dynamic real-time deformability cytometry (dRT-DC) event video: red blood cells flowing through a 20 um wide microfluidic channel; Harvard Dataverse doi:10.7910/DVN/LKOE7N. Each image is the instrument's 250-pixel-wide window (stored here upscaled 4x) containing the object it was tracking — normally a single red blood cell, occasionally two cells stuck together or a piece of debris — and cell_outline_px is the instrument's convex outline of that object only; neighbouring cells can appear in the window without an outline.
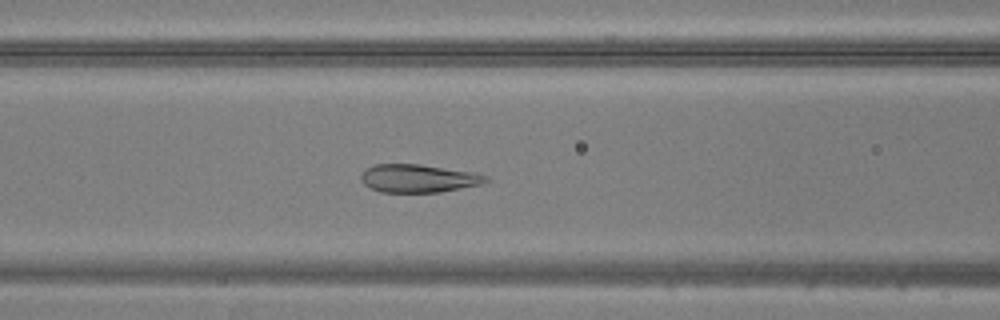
{"species": "common noctule bat (a hibernating species)", "species_latin": "Nyctalus noctula", "temperature_condition": "warm", "stored_images_in_passage": 49, "camera_frame_rate_fps": 3000, "um_per_image_px": 0.085, "animal": {"sex": "male", "body_mass_g": 20.5, "forearm_length_mm": 52.5}, "frame": {"image": 1, "passage_image": 20, "time_ms": 6.333, "image_size_px": [1000, 320], "cell_outline_px": [[492, 180], [484, 184], [440, 192], [380, 192], [364, 184], [360, 180], [360, 176], [368, 168], [376, 164], [420, 164], [476, 172], [488, 176]], "centroid_in_image_um": [35.65, 15.16], "position_along_channel_um": 131.0, "area_um2": 20.63}}
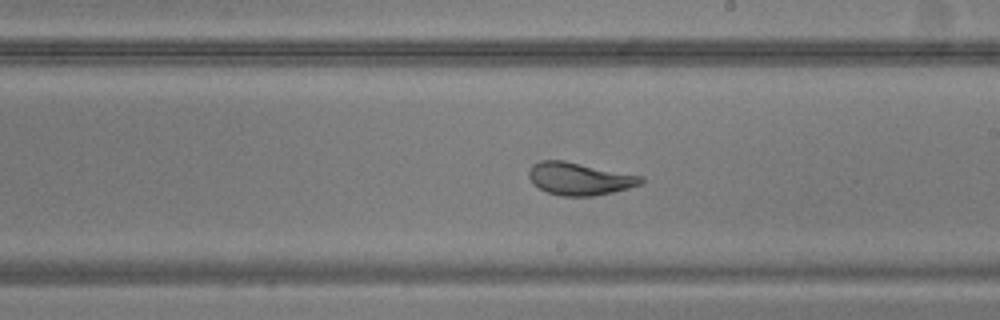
{"frame": {"image": 2, "passage_image": 28, "time_ms": 9.0, "image_size_px": [1000, 320], "cell_outline_px": [[644, 180], [640, 184], [628, 188], [612, 192], [592, 196], [560, 196], [548, 192], [532, 184], [528, 176], [528, 172], [532, 164], [540, 160], [564, 160], [644, 176]], "centroid_in_image_um": [49.23, 15.18], "position_along_channel_um": 239.8, "area_um2": 21.39}}
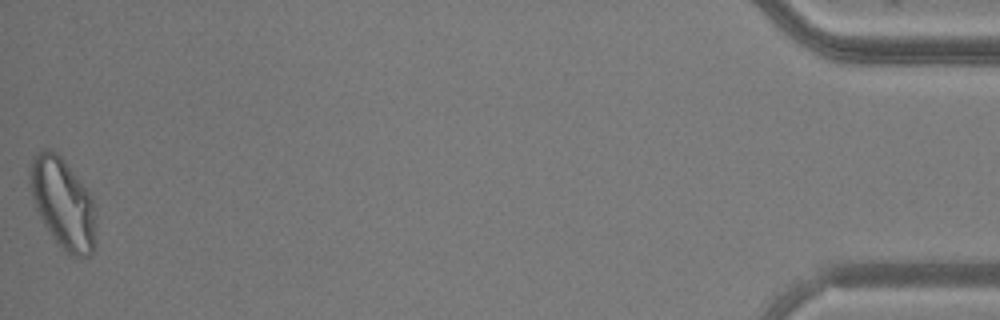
{"frame": {"image": 3, "passage_image": 49, "time_ms": 16.0, "image_size_px": [1000, 320], "cell_outline_px": [[96, 240], [92, 252], [88, 256], [72, 256], [64, 252], [52, 236], [36, 212], [32, 196], [28, 172], [32, 156], [36, 152], [44, 148], [48, 148], [56, 152], [64, 160], [92, 196], [96, 204]], "centroid_in_image_um": [5.35, 17.28], "position_along_channel_um": 429.8, "area_um2": 35.37}}